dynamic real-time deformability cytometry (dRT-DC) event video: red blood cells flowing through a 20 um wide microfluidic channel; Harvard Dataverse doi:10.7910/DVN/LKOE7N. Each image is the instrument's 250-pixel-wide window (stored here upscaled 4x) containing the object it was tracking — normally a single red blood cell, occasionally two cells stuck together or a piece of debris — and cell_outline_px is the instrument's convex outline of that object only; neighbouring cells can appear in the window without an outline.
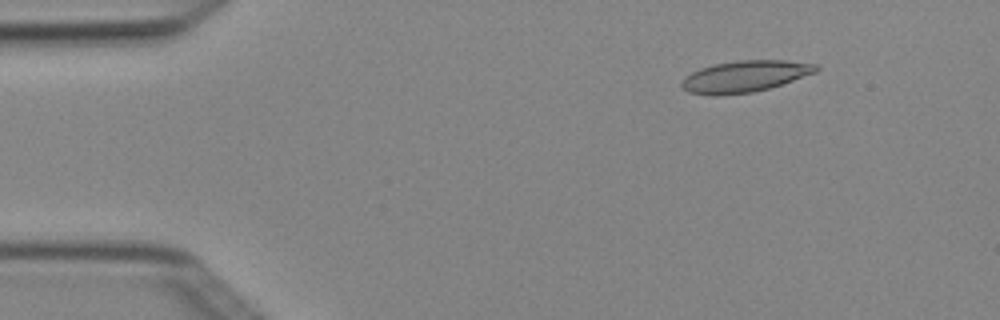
{"species": "Egyptian fruit bat (a non-hibernating species)", "species_latin": "Rousettus aegyptiacus", "temperature_condition": "cold", "stored_images_in_passage": 5, "camera_frame_rate_fps": 3000, "um_per_image_px": 0.085, "animal": {"sex": "female"}, "frame": {"image": 1, "passage_image": 2, "time_ms": 0.333, "image_size_px": [1000, 320], "cell_outline_px": [[820, 68], [816, 72], [768, 88], [752, 92], [716, 96], [708, 96], [688, 92], [680, 88], [680, 84], [684, 76], [700, 68], [712, 64], [740, 60], [784, 60], [816, 64]], "centroid_in_image_um": [63.23, 6.5], "position_along_channel_um": 21.8, "area_um2": 24.74}}